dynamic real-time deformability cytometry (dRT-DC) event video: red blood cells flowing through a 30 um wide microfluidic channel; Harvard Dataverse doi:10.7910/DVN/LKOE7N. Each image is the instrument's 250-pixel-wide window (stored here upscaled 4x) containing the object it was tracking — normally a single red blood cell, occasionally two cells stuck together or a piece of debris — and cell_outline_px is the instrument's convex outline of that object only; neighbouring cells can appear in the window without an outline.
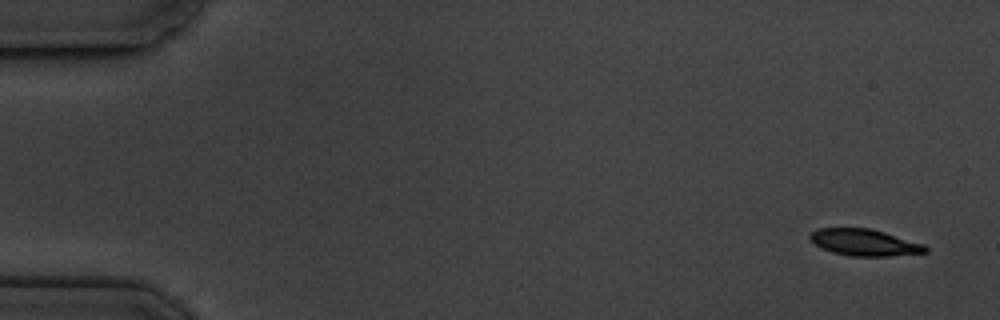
{"species": "common noctule bat (a hibernating species)", "species_latin": "Nyctalus noctula", "temperature_condition": "cold", "stored_images_in_passage": 5, "camera_frame_rate_fps": 3000, "um_per_image_px": 0.085, "animal": {"sex": "male", "body_mass_g": 19.5, "forearm_length_mm": 54.6}, "frame": {"image": 1, "passage_image": 1, "time_ms": 0.0, "image_size_px": [1000, 320], "cell_outline_px": [[928, 252], [888, 256], [848, 256], [832, 252], [820, 248], [808, 236], [816, 228], [872, 228], [924, 244], [928, 248]], "centroid_in_image_um": [73.48, 20.6], "position_along_channel_um": 11.5, "area_um2": 17.98}}
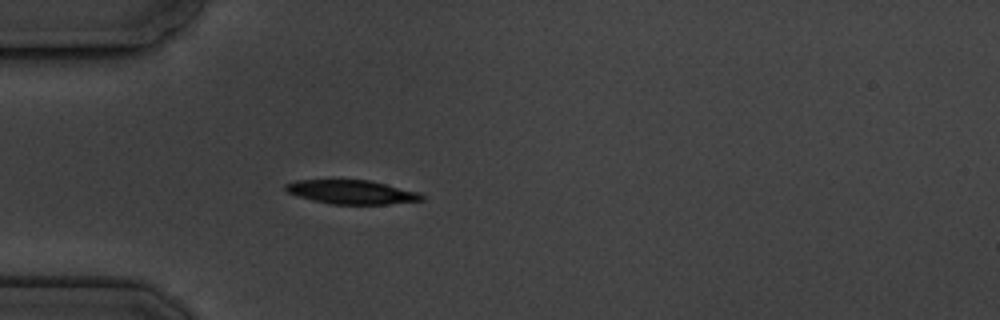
{"frame": {"image": 2, "passage_image": 5, "time_ms": 4.667, "image_size_px": [1000, 320], "cell_outline_px": [[424, 200], [388, 204], [332, 204], [312, 200], [288, 192], [284, 188], [284, 184], [296, 180], [368, 180], [420, 192], [424, 196]], "centroid_in_image_um": [29.91, 16.32], "position_along_channel_um": 55.1, "area_um2": 18.84}}